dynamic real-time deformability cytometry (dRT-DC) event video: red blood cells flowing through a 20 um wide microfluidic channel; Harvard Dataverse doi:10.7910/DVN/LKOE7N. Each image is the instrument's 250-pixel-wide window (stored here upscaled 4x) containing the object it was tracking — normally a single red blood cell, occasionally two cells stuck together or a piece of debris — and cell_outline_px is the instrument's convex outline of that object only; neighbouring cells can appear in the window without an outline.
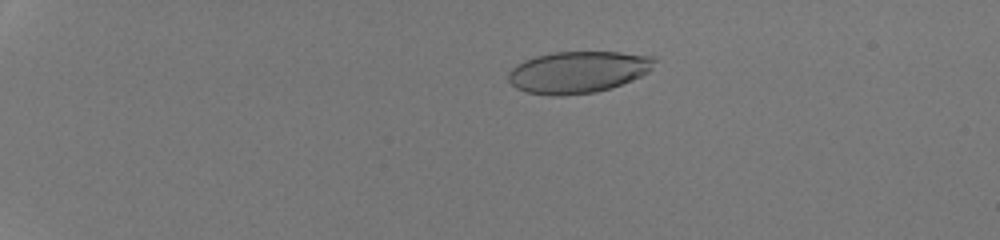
{"species": "human", "species_latin": "Homo sapiens", "temperature_condition": "room temperature", "stored_images_in_passage": 53, "camera_frame_rate_fps": 3000, "um_per_image_px": 0.085, "donor": {"sex": "male"}, "frame": {"image": 1, "passage_image": 14, "time_ms": 4.333, "image_size_px": [1000, 240], "cell_outline_px": [[656, 60], [652, 68], [648, 72], [632, 80], [612, 88], [596, 92], [560, 96], [552, 96], [528, 92], [516, 88], [508, 80], [508, 72], [516, 64], [524, 60], [536, 56], [552, 52], [620, 52], [656, 56]], "centroid_in_image_um": [49.14, 6.12], "position_along_channel_um": 35.9, "area_um2": 35.78}}
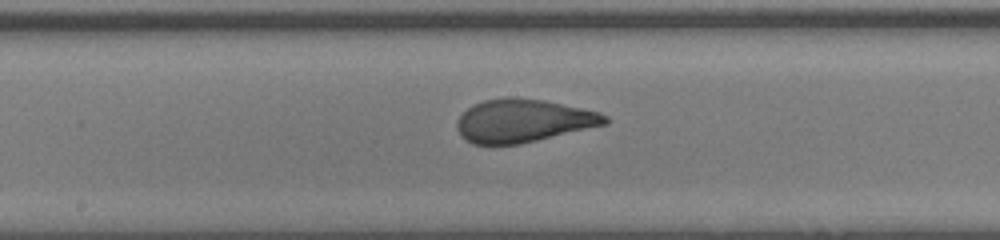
{"frame": {"image": 2, "passage_image": 33, "time_ms": 10.667, "image_size_px": [1000, 240], "cell_outline_px": [[608, 124], [520, 144], [472, 144], [460, 136], [456, 128], [456, 120], [472, 104], [484, 100], [544, 100], [600, 112], [608, 116]], "centroid_in_image_um": [44.48, 10.3], "position_along_channel_um": 203.7, "area_um2": 36.47}}
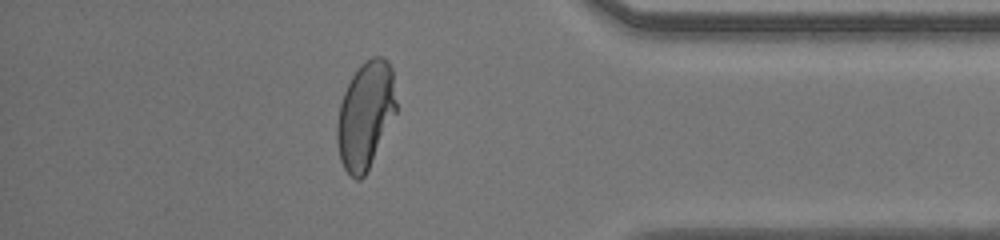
{"frame": {"image": 3, "passage_image": 48, "time_ms": 15.667, "image_size_px": [1000, 240], "cell_outline_px": [[396, 112], [364, 176], [360, 180], [356, 180], [344, 168], [340, 160], [336, 140], [336, 124], [340, 104], [344, 92], [352, 76], [360, 64], [364, 60], [372, 56], [384, 56], [388, 60], [392, 68], [396, 100]], "centroid_in_image_um": [31.05, 9.73], "position_along_channel_um": 404.1, "area_um2": 36.82}, "authors_computed_cell_mechanics": {"area_um2": 36.7608, "velocity_mm_per_s": 4.3117, "shape_relaxation_time_tau1_ms": 5.1626, "shape_relaxation_time_tau2_ms": null, "deformation_change_tau1": 0.2345, "deformation_change_tau2": null}}